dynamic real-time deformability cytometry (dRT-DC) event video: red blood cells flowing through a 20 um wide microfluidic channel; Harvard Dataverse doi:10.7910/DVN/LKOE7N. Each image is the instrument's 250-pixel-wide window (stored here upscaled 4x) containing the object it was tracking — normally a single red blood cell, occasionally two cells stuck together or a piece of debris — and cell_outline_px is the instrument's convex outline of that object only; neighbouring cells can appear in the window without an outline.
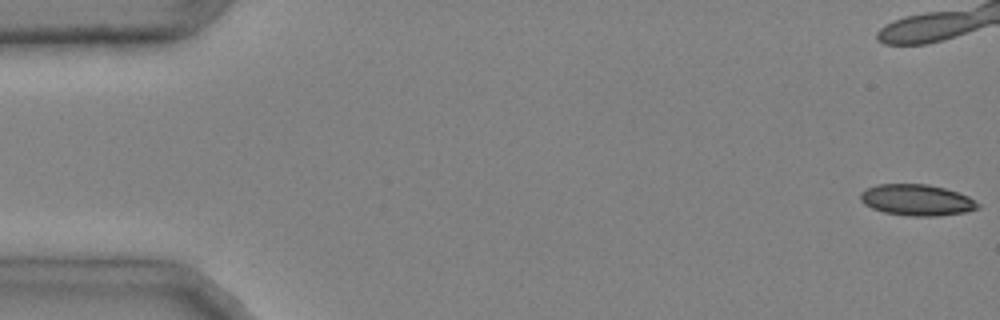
{"species": "common noctule bat (a hibernating species)", "species_latin": "Nyctalus noctula", "temperature_condition": "cold", "stored_images_in_passage": 41, "camera_frame_rate_fps": 3000, "um_per_image_px": 0.085, "animal": {"sex": "male", "body_mass_g": 20.4}, "frame": {"image": 1, "passage_image": 1, "time_ms": 0.0, "image_size_px": [1000, 320], "cell_outline_px": [[980, 208], [964, 212], [936, 216], [908, 216], [884, 212], [872, 208], [864, 204], [860, 200], [860, 192], [876, 184], [928, 184], [944, 188], [968, 196], [980, 204]], "centroid_in_image_um": [77.91, 17.0], "position_along_channel_um": 7.1, "area_um2": 21.33}}